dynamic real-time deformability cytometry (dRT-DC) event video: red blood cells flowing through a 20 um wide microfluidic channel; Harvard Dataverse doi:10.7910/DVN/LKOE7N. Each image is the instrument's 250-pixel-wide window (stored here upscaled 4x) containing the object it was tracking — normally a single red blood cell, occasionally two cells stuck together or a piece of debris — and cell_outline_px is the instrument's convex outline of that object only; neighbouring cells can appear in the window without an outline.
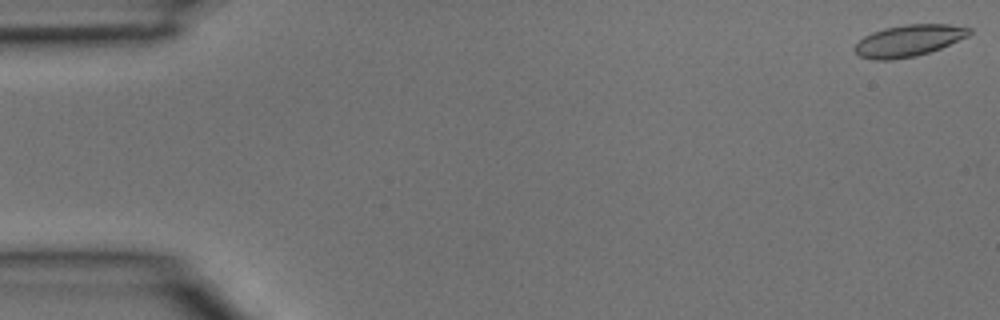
{"species": "common noctule bat (a hibernating species)", "species_latin": "Nyctalus noctula", "temperature_condition": "room temperature", "stored_images_in_passage": 4, "camera_frame_rate_fps": 3000, "um_per_image_px": 0.085, "animal": {"sex": "male", "body_mass_g": 15.6}, "frame": {"image": 1, "passage_image": 1, "time_ms": 0.0, "image_size_px": [1000, 320], "cell_outline_px": [[972, 32], [968, 36], [940, 48], [916, 56], [888, 60], [872, 60], [860, 56], [852, 48], [864, 36], [872, 32], [884, 28], [908, 24], [948, 24], [972, 28]], "centroid_in_image_um": [77.23, 3.45], "position_along_channel_um": 7.8, "area_um2": 21.04}}